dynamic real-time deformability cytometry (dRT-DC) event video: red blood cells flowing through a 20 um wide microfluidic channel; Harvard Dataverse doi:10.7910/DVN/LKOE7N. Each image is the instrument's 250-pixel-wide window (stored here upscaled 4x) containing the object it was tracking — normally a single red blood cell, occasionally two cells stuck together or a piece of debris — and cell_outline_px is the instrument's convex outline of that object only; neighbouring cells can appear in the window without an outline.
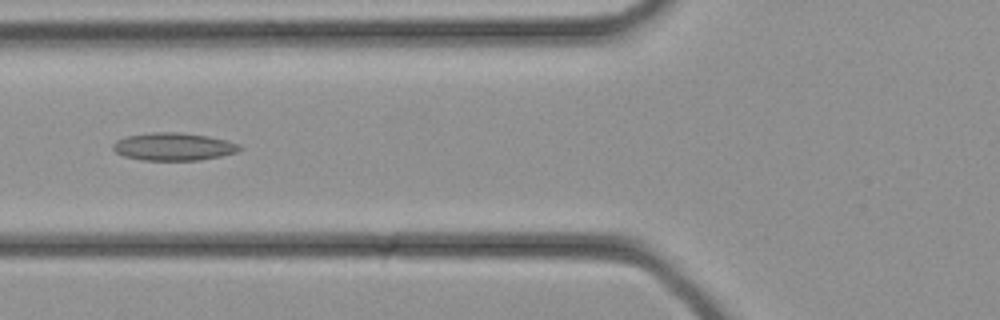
{"species": "common noctule bat (a hibernating species)", "species_latin": "Nyctalus noctula", "temperature_condition": "cold", "stored_images_in_passage": 27, "camera_frame_rate_fps": 3000, "um_per_image_px": 0.085, "animal": {"sex": "female", "body_mass_g": 21.9}, "frame": {"image": 1, "passage_image": 6, "time_ms": 1.667, "image_size_px": [1000, 320], "cell_outline_px": [[244, 148], [236, 152], [220, 156], [200, 160], [140, 160], [124, 156], [116, 152], [112, 148], [112, 144], [116, 140], [128, 136], [156, 132], [180, 132], [208, 136], [228, 140], [240, 144]], "centroid_in_image_um": [14.77, 12.46], "position_along_channel_um": 111.0, "area_um2": 20.52}}
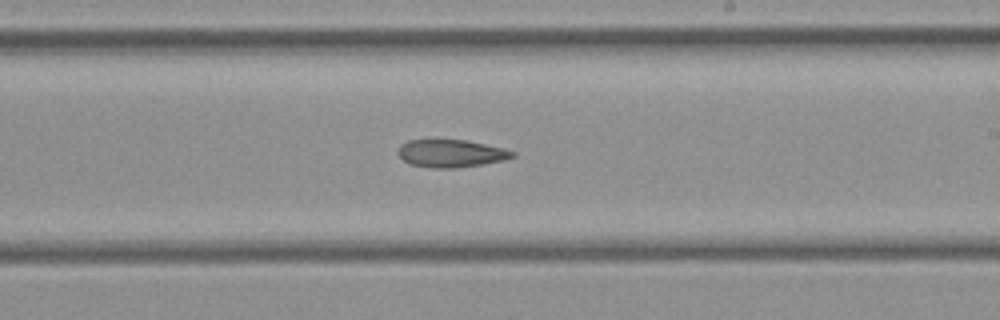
{"frame": {"image": 2, "passage_image": 13, "time_ms": 4.0, "image_size_px": [1000, 320], "cell_outline_px": [[516, 156], [504, 160], [456, 168], [432, 168], [408, 164], [396, 152], [400, 144], [408, 140], [464, 140], [504, 148], [516, 152]], "centroid_in_image_um": [38.31, 13.04], "position_along_channel_um": 250.7, "area_um2": 18.44}}
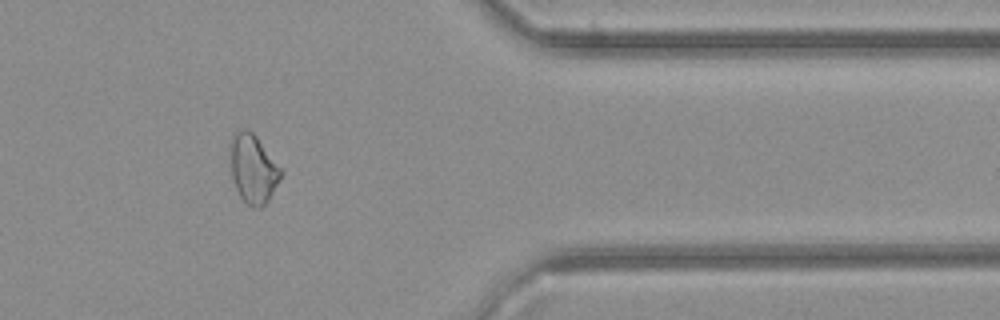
{"frame": {"image": 3, "passage_image": 21, "time_ms": 6.667, "image_size_px": [1000, 320], "cell_outline_px": [[284, 172], [268, 200], [260, 208], [252, 208], [240, 196], [232, 180], [228, 148], [228, 140], [232, 132], [240, 128], [248, 128], [256, 136], [284, 168]], "centroid_in_image_um": [21.49, 14.26], "position_along_channel_um": 389.9, "area_um2": 21.21}}